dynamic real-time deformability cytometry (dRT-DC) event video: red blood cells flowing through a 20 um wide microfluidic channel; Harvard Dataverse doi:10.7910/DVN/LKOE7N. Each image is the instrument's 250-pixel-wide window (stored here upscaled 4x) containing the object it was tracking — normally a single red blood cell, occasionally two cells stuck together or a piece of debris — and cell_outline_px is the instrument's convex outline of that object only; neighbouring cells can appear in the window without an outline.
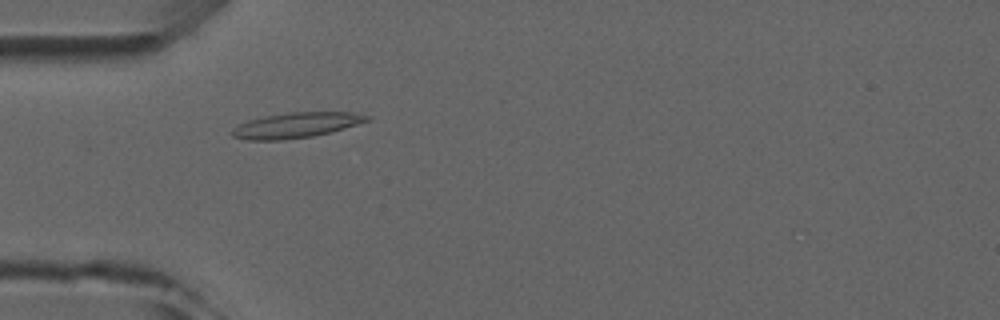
{"species": "common noctule bat (a hibernating species)", "species_latin": "Nyctalus noctula", "temperature_condition": "room temperature", "stored_images_in_passage": 5, "camera_frame_rate_fps": 3000, "um_per_image_px": 0.085, "animal": {"sex": "male", "forearm_length_mm": 52.5}, "frame": {"image": 1, "passage_image": 5, "time_ms": 4.667, "image_size_px": [1000, 320], "cell_outline_px": [[372, 120], [332, 132], [312, 136], [280, 140], [248, 140], [232, 136], [232, 128], [236, 124], [248, 120], [264, 116], [292, 112], [352, 112], [372, 116]], "centroid_in_image_um": [25.2, 10.63], "position_along_channel_um": 59.8, "area_um2": 20.06}}